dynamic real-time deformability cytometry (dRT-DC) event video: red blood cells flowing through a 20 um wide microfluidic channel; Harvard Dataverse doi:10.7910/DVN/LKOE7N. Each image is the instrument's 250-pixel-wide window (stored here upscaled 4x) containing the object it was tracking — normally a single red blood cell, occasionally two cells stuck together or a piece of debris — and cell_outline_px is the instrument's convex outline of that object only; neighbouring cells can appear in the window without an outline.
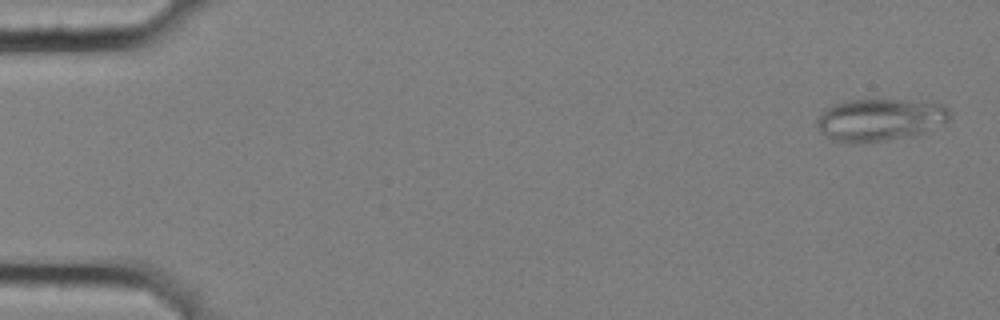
{"species": "common noctule bat (a hibernating species)", "species_latin": "Nyctalus noctula", "temperature_condition": "cold", "stored_images_in_passage": 8, "camera_frame_rate_fps": 3000, "um_per_image_px": 0.085, "animal": {"sex": "female", "body_mass_g": 25.1}, "frame": {"image": 1, "passage_image": 1, "time_ms": 0.0, "image_size_px": [1000, 320], "cell_outline_px": [[948, 120], [944, 124], [916, 136], [888, 140], [852, 144], [844, 144], [832, 140], [820, 132], [816, 128], [816, 120], [832, 104], [848, 100], [904, 100], [944, 104], [948, 108]], "centroid_in_image_um": [74.77, 10.21], "position_along_channel_um": 10.2, "area_um2": 33.12}}